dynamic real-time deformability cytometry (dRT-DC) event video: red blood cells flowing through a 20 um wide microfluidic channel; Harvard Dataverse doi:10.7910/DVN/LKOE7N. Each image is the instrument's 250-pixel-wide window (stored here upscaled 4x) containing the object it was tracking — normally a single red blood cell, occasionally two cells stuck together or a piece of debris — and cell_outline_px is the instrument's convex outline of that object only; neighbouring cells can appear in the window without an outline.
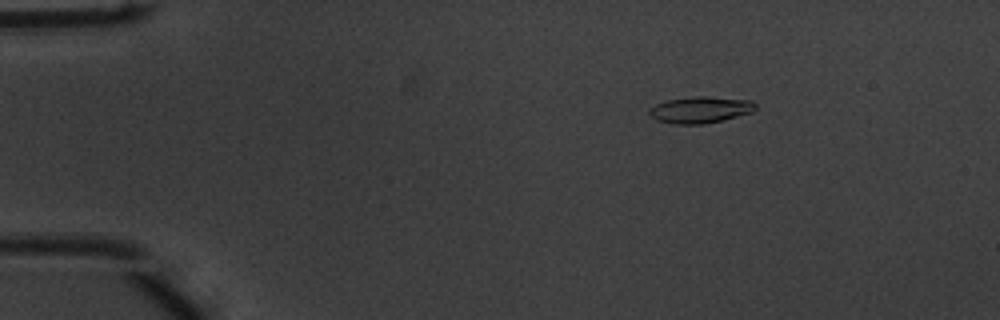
{"species": "common noctule bat (a hibernating species)", "species_latin": "Nyctalus noctula", "temperature_condition": "warm", "stored_images_in_passage": 48, "camera_frame_rate_fps": 3000, "um_per_image_px": 0.085, "animal": {"sex": "male", "body_mass_g": 20.1, "forearm_length_mm": 53.5}, "frame": {"image": 1, "passage_image": 4, "time_ms": 1.0, "image_size_px": [1000, 320], "cell_outline_px": [[756, 108], [752, 112], [724, 120], [704, 124], [672, 124], [656, 120], [648, 112], [656, 104], [668, 100], [696, 96], [708, 96], [752, 100], [756, 104]], "centroid_in_image_um": [59.57, 9.33], "position_along_channel_um": 25.4, "area_um2": 16.42}}
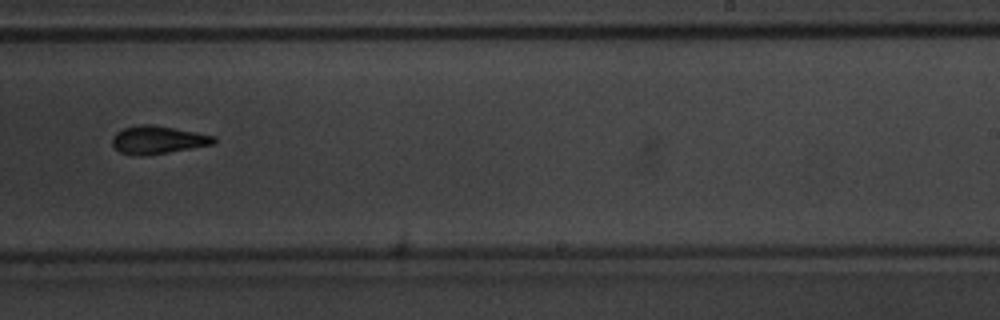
{"frame": {"image": 2, "passage_image": 29, "time_ms": 9.333, "image_size_px": [1000, 320], "cell_outline_px": [[216, 144], [168, 152], [140, 156], [120, 152], [112, 144], [112, 136], [116, 132], [124, 128], [140, 124], [152, 124], [216, 136]], "centroid_in_image_um": [13.42, 11.88], "position_along_channel_um": 275.6, "area_um2": 16.47}}
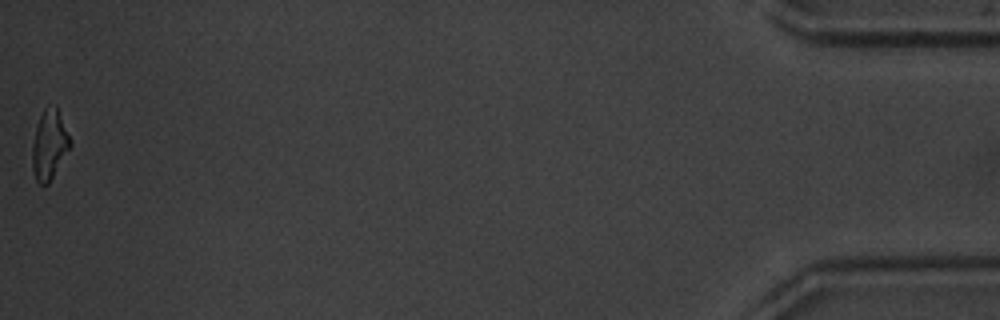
{"frame": {"image": 3, "passage_image": 48, "time_ms": 15.667, "image_size_px": [1000, 320], "cell_outline_px": [[72, 144], [48, 184], [40, 184], [36, 180], [32, 168], [32, 144], [36, 128], [40, 116], [44, 108], [56, 104]], "centroid_in_image_um": [4.18, 12.29], "position_along_channel_um": 431.0, "area_um2": 15.14}, "authors_computed_cell_mechanics": {"area_um2": 16.2129, "velocity_mm_per_s": 3.9022, "shape_relaxation_time_tau1_ms": 2.9217, "shape_relaxation_time_tau2_ms": 3.8219, "deformation_change_tau1": 0.1493, "deformation_change_tau2": 0.1319}}